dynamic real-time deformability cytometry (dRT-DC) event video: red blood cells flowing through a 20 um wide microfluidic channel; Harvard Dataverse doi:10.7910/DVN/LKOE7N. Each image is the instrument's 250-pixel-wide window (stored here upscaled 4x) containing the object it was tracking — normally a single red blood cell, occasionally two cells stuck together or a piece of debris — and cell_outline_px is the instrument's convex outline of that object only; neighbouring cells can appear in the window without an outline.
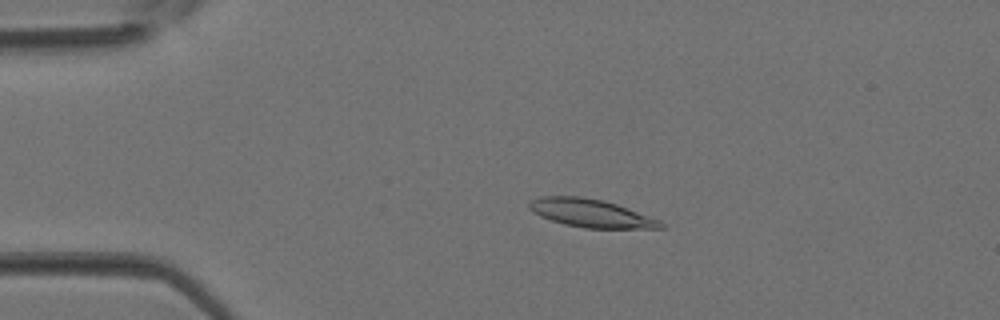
{"species": "Egyptian fruit bat (a non-hibernating species)", "species_latin": "Rousettus aegyptiacus", "temperature_condition": "room temperature", "stored_images_in_passage": 3, "camera_frame_rate_fps": 3000, "um_per_image_px": 0.085, "animal": {"sex": "female"}, "frame": {"image": 1, "passage_image": 2, "time_ms": 0.333, "image_size_px": [1000, 320], "cell_outline_px": [[664, 228], [584, 228], [564, 224], [540, 216], [532, 212], [528, 208], [528, 204], [532, 200], [540, 196], [580, 196], [604, 200], [616, 204], [660, 220], [664, 224]], "centroid_in_image_um": [50.2, 18.12], "position_along_channel_um": 34.8, "area_um2": 21.44}}